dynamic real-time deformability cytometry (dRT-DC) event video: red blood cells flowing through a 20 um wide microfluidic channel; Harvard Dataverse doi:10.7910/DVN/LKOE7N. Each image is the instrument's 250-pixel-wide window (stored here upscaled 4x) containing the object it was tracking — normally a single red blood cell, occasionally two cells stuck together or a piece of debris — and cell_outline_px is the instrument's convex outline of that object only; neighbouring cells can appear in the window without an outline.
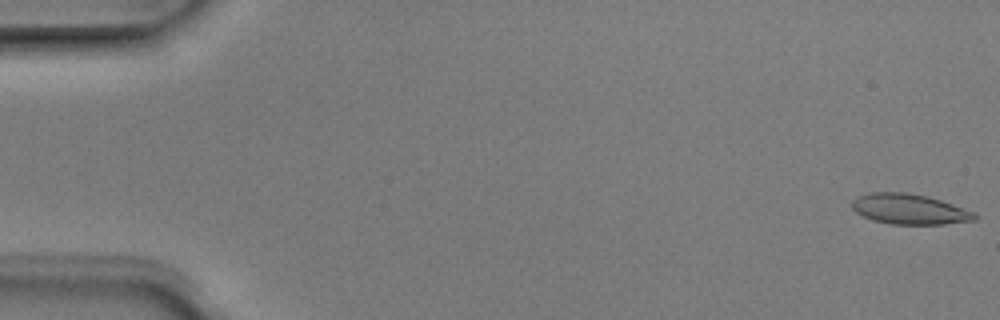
{"species": "Egyptian fruit bat (a non-hibernating species)", "species_latin": "Rousettus aegyptiacus", "temperature_condition": "room temperature", "stored_images_in_passage": 6, "camera_frame_rate_fps": 3000, "um_per_image_px": 0.085, "animal": {"sex": "male"}, "frame": {"image": 1, "passage_image": 1, "time_ms": 0.0, "image_size_px": [1000, 320], "cell_outline_px": [[976, 220], [944, 224], [892, 224], [872, 220], [856, 212], [852, 208], [852, 200], [860, 196], [872, 192], [908, 192], [928, 196], [976, 212]], "centroid_in_image_um": [77.32, 17.77], "position_along_channel_um": 7.7, "area_um2": 21.62}}